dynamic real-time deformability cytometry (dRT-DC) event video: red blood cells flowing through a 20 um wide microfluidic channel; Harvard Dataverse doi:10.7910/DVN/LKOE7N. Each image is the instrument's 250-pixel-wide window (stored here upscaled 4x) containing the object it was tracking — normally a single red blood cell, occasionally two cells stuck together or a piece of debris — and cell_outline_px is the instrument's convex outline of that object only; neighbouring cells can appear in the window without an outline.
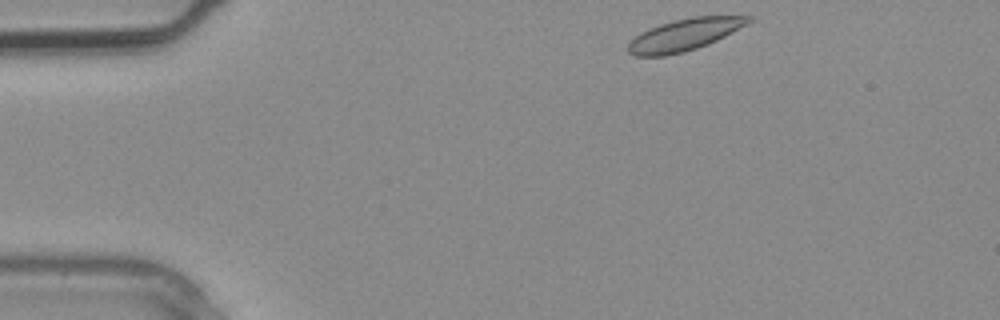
{"species": "common noctule bat (a hibernating species)", "species_latin": "Nyctalus noctula", "temperature_condition": "warm", "stored_images_in_passage": 3, "camera_frame_rate_fps": 3000, "um_per_image_px": 0.085, "animal": {"sex": "male", "body_mass_g": 20.4}, "frame": {"image": 1, "passage_image": 1, "time_ms": 0.0, "image_size_px": [1000, 320], "cell_outline_px": [[752, 20], [748, 24], [708, 44], [684, 52], [664, 56], [632, 56], [628, 52], [628, 44], [640, 32], [660, 24], [692, 16], [752, 16]], "centroid_in_image_um": [58.16, 2.96], "position_along_channel_um": 26.8, "area_um2": 22.2}}